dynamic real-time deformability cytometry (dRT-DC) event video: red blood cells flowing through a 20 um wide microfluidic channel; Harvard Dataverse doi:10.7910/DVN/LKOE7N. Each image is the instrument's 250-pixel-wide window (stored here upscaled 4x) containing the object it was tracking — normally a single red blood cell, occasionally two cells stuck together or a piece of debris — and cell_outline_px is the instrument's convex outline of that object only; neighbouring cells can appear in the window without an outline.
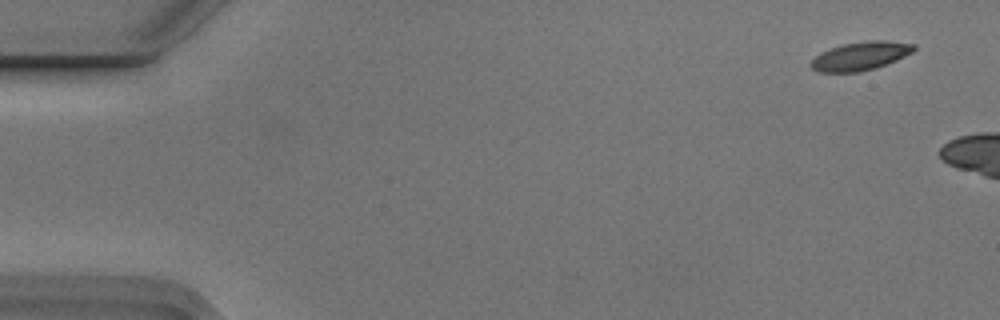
{"species": "Egyptian fruit bat (a non-hibernating species)", "species_latin": "Rousettus aegyptiacus", "temperature_condition": "cold", "stored_images_in_passage": 3, "camera_frame_rate_fps": 3000, "um_per_image_px": 0.085, "animal": {"sex": "male"}, "frame": {"image": 1, "passage_image": 1, "time_ms": 0.0, "image_size_px": [1000, 320], "cell_outline_px": [[916, 48], [912, 52], [896, 60], [876, 68], [860, 72], [816, 72], [808, 64], [820, 52], [844, 44], [868, 40], [884, 40], [916, 44]], "centroid_in_image_um": [73.13, 4.76], "position_along_channel_um": 11.9, "area_um2": 17.11}}